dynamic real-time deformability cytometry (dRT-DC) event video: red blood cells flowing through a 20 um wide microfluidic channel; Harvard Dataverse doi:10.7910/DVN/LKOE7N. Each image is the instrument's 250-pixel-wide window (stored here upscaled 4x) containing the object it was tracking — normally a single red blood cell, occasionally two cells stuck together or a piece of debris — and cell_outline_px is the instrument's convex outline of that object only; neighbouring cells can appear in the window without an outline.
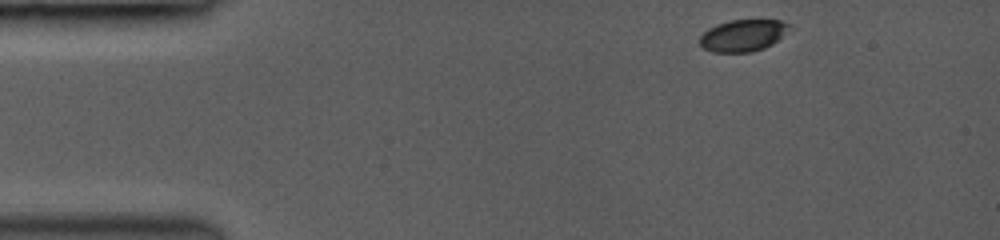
{"species": "common noctule bat (a hibernating species)", "species_latin": "Nyctalus noctula", "temperature_condition": "room temperature", "stored_images_in_passage": 4, "camera_frame_rate_fps": 3000, "um_per_image_px": 0.085, "animal": {"sex": "female", "body_mass_g": 19.0, "forearm_length_mm": 53.3}, "frame": {"image": 1, "passage_image": 1, "time_ms": 0.0, "image_size_px": [1000, 240], "cell_outline_px": [[792, 28], [772, 44], [764, 48], [752, 52], [712, 52], [704, 48], [700, 44], [700, 36], [708, 28], [716, 24], [732, 20], [780, 20], [792, 24]], "centroid_in_image_um": [63.18, 3.01], "position_along_channel_um": 21.8, "area_um2": 16.7}}
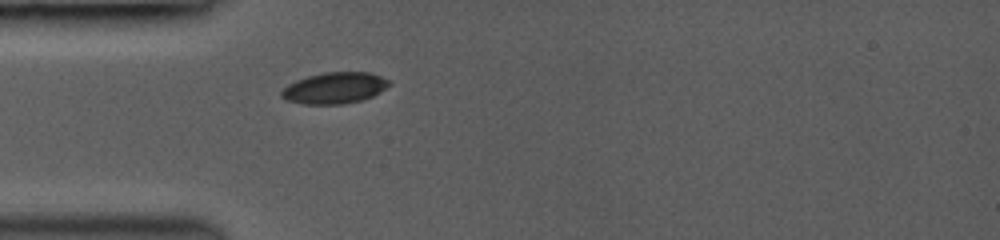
{"frame": {"image": 2, "passage_image": 4, "time_ms": 2.667, "image_size_px": [1000, 240], "cell_outline_px": [[392, 84], [380, 92], [372, 96], [360, 100], [344, 104], [304, 104], [284, 100], [280, 96], [280, 92], [288, 84], [296, 80], [308, 76], [324, 72], [372, 72], [392, 80]], "centroid_in_image_um": [28.46, 7.47], "position_along_channel_um": 56.5, "area_um2": 19.88}}